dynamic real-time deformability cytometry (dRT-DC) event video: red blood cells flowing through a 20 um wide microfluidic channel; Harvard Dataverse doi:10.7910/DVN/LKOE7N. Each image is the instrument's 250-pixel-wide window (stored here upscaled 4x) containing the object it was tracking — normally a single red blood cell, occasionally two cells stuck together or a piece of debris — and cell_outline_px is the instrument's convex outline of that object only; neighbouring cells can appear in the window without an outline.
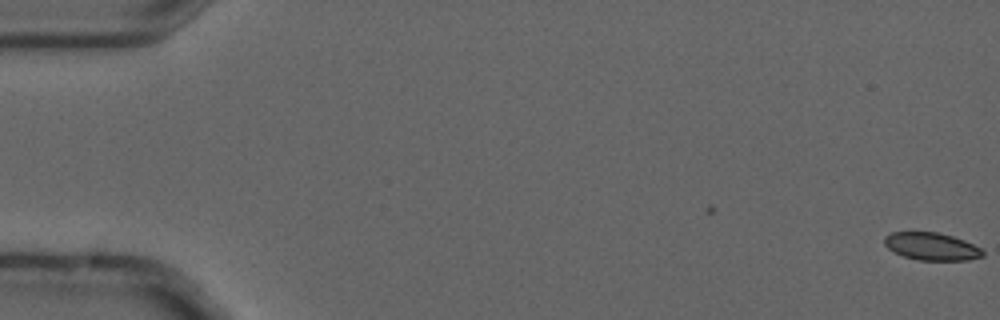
{"species": "common noctule bat (a hibernating species)", "species_latin": "Nyctalus noctula", "temperature_condition": "cold", "stored_images_in_passage": 2, "camera_frame_rate_fps": 3000, "um_per_image_px": 0.085, "animal": {"sex": "male", "forearm_length_mm": 52.5}, "frame": {"image": 1, "passage_image": 2, "time_ms": 0.333, "image_size_px": [1000, 320], "cell_outline_px": [[984, 256], [968, 260], [916, 260], [904, 256], [888, 248], [884, 244], [884, 236], [892, 232], [936, 232], [952, 236], [964, 240], [980, 248], [984, 252]], "centroid_in_image_um": [79.18, 20.95], "position_along_channel_um": 5.8, "area_um2": 15.72}}